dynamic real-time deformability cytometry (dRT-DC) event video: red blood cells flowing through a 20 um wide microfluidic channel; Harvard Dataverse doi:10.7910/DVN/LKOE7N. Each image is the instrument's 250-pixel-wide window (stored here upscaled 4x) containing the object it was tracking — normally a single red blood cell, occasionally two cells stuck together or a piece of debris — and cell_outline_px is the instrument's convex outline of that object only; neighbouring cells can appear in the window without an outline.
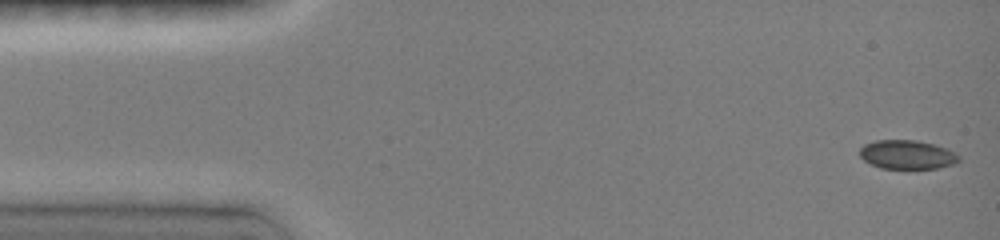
{"species": "common noctule bat (a hibernating species)", "species_latin": "Nyctalus noctula", "temperature_condition": "room temperature", "stored_images_in_passage": 47, "camera_frame_rate_fps": 3000, "um_per_image_px": 0.085, "animal": {"sex": "female", "body_mass_g": 19.0, "forearm_length_mm": 51.5}, "frame": {"image": 1, "passage_image": 1, "time_ms": 0.0, "image_size_px": [1000, 240], "cell_outline_px": [[960, 160], [956, 164], [936, 168], [880, 168], [864, 160], [860, 156], [860, 148], [864, 144], [876, 140], [916, 140], [948, 148], [956, 152], [960, 156]], "centroid_in_image_um": [77.14, 13.14], "position_along_channel_um": 7.9, "area_um2": 16.76}}
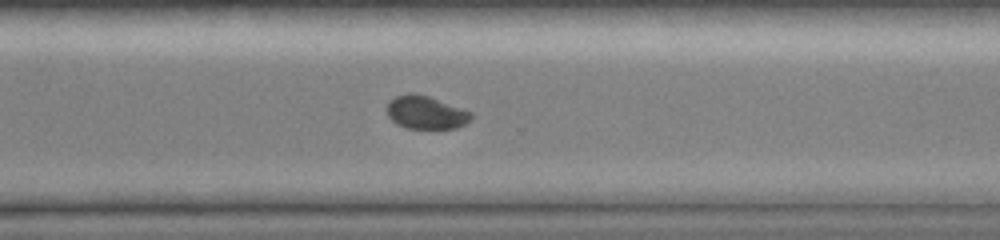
{"frame": {"image": 2, "passage_image": 34, "time_ms": 11.0, "image_size_px": [1000, 240], "cell_outline_px": [[472, 120], [456, 128], [408, 128], [396, 124], [388, 116], [388, 104], [396, 96], [428, 96], [472, 112]], "centroid_in_image_um": [36.25, 9.61], "position_along_channel_um": 334.3, "area_um2": 15.55}}
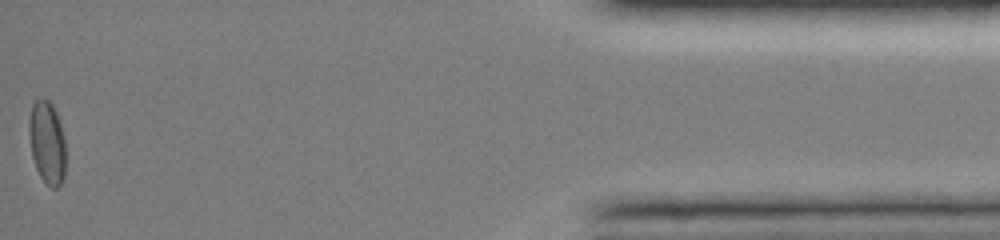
{"frame": {"image": 3, "passage_image": 47, "time_ms": 15.333, "image_size_px": [1000, 240], "cell_outline_px": [[64, 180], [56, 188], [52, 188], [40, 176], [36, 168], [32, 156], [28, 132], [28, 124], [32, 104], [36, 100], [48, 100], [52, 104], [56, 112], [60, 124], [64, 140]], "centroid_in_image_um": [3.98, 12.12], "position_along_channel_um": 431.2, "area_um2": 17.46}, "authors_computed_cell_mechanics": {"area_um2": 17.051, "velocity_mm_per_s": 4.0331, "shape_relaxation_time_tau1_ms": 4.8722, "shape_relaxation_time_tau2_ms": null, "deformation_change_tau1": 0.0958, "deformation_change_tau2": null}}